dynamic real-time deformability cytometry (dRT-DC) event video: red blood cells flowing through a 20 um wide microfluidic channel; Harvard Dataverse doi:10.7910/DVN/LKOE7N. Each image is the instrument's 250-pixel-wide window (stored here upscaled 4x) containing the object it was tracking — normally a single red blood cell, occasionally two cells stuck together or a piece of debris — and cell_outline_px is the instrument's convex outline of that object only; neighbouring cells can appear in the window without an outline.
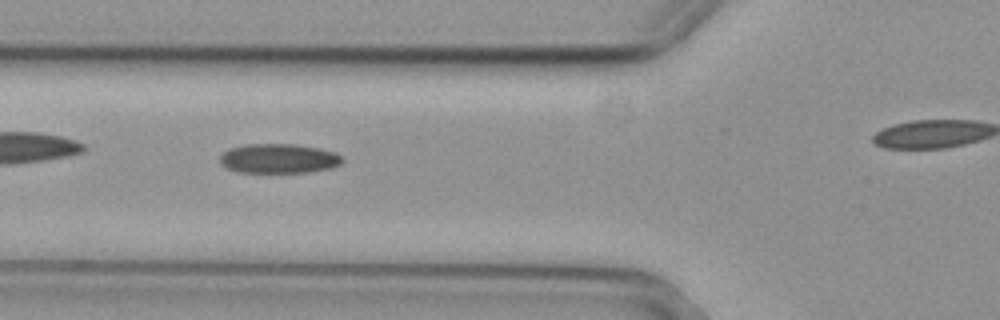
{"species": "common noctule bat (a hibernating species)", "species_latin": "Nyctalus noctula", "temperature_condition": "cold", "stored_images_in_passage": 44, "camera_frame_rate_fps": 3000, "um_per_image_px": 0.085, "animal": {"sex": "female", "body_mass_g": 29.2, "forearm_length_mm": 56.3}, "frame": {"image": 1, "passage_image": 19, "time_ms": 6.0, "image_size_px": [1000, 320], "cell_outline_px": [[344, 160], [340, 164], [332, 168], [308, 172], [236, 172], [224, 168], [220, 164], [220, 156], [228, 148], [244, 144], [296, 144], [320, 148], [336, 152]], "centroid_in_image_um": [23.67, 13.47], "position_along_channel_um": 102.1, "area_um2": 21.33}}
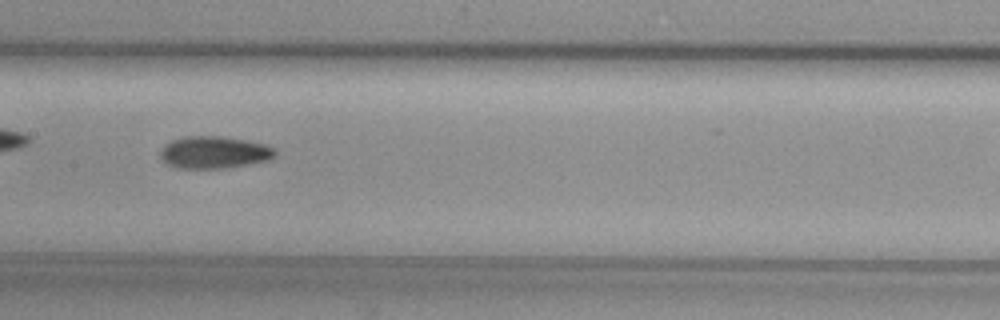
{"frame": {"image": 2, "passage_image": 26, "time_ms": 8.333, "image_size_px": [1000, 320], "cell_outline_px": [[276, 152], [268, 160], [220, 168], [180, 168], [168, 164], [160, 156], [160, 152], [164, 144], [172, 140], [184, 136], [220, 136], [244, 140], [264, 144], [272, 148]], "centroid_in_image_um": [18.14, 12.93], "position_along_channel_um": 189.3, "area_um2": 21.04}}